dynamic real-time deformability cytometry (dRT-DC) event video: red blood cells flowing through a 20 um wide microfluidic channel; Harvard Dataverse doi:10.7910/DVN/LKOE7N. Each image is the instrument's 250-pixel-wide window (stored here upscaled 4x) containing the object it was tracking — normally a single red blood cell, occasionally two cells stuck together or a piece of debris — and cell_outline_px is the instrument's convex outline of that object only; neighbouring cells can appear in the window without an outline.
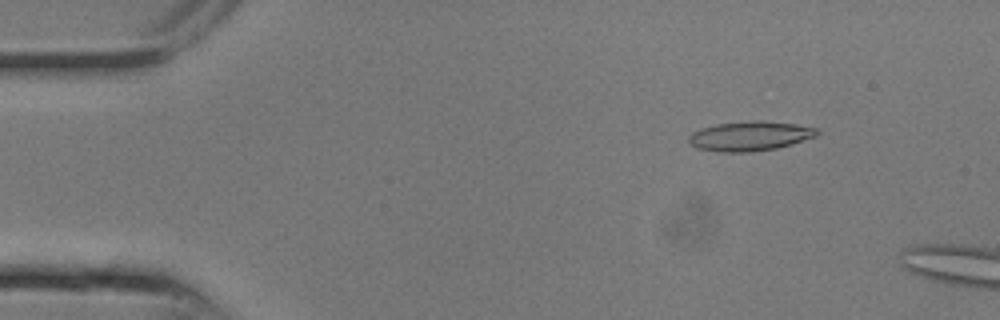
{"species": "common noctule bat (a hibernating species)", "species_latin": "Nyctalus noctula", "temperature_condition": "room temperature", "stored_images_in_passage": 5, "camera_frame_rate_fps": 3000, "um_per_image_px": 0.085, "animal": {"sex": "male", "body_mass_g": 13.3}, "frame": {"image": 1, "passage_image": 3, "time_ms": 0.667, "image_size_px": [1000, 320], "cell_outline_px": [[820, 132], [816, 136], [792, 144], [776, 148], [752, 152], [720, 152], [700, 148], [688, 144], [688, 136], [692, 132], [700, 128], [716, 124], [752, 120], [760, 120], [796, 124], [820, 128]], "centroid_in_image_um": [63.75, 11.55], "position_along_channel_um": 21.2, "area_um2": 22.31}}